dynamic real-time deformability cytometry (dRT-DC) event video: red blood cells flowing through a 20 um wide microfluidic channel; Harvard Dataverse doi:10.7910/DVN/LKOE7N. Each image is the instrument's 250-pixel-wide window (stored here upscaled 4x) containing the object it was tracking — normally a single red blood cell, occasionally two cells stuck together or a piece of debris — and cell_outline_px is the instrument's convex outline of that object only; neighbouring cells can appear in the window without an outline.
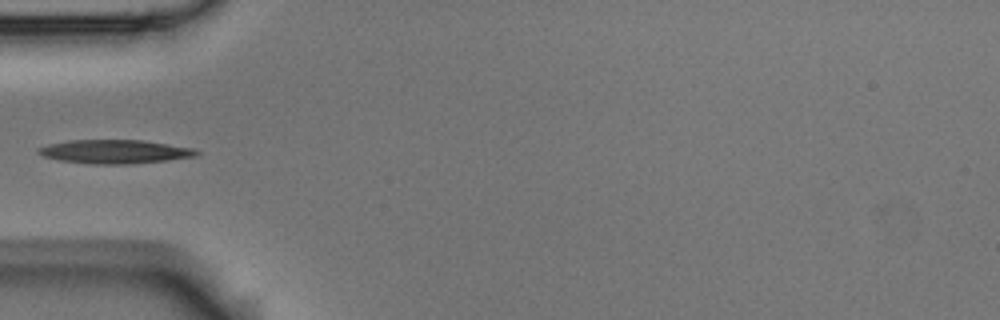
{"species": "Egyptian fruit bat (a non-hibernating species)", "species_latin": "Rousettus aegyptiacus", "temperature_condition": "room temperature", "stored_images_in_passage": 5, "camera_frame_rate_fps": 3000, "um_per_image_px": 0.085, "animal": {"sex": "male"}, "frame": {"image": 1, "passage_image": 5, "time_ms": 1.333, "image_size_px": [1000, 320], "cell_outline_px": [[200, 152], [196, 156], [168, 160], [124, 164], [92, 164], [60, 160], [44, 156], [36, 152], [36, 148], [48, 144], [68, 140], [144, 140], [196, 148]], "centroid_in_image_um": [9.77, 12.88], "position_along_channel_um": 75.2, "area_um2": 21.96}}